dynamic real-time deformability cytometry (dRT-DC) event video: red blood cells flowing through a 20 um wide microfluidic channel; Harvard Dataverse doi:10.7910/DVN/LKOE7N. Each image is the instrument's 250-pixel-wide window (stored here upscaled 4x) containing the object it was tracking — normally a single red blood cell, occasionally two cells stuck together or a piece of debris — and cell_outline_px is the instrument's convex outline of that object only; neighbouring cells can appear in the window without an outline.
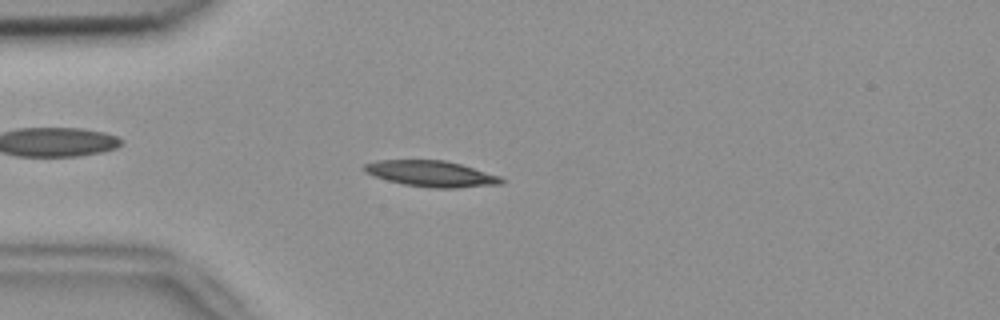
{"species": "common noctule bat (a hibernating species)", "species_latin": "Nyctalus noctula", "temperature_condition": "room temperature", "stored_images_in_passage": 53, "camera_frame_rate_fps": 3000, "um_per_image_px": 0.085, "animal": {"sex": "female", "body_mass_g": 18.4}, "frame": {"image": 1, "passage_image": 14, "time_ms": 4.333, "image_size_px": [1000, 320], "cell_outline_px": [[504, 184], [456, 188], [432, 188], [404, 184], [372, 176], [364, 172], [360, 168], [364, 164], [376, 160], [444, 160], [460, 164], [500, 176], [504, 180]], "centroid_in_image_um": [36.62, 14.77], "position_along_channel_um": 48.4, "area_um2": 20.87}}
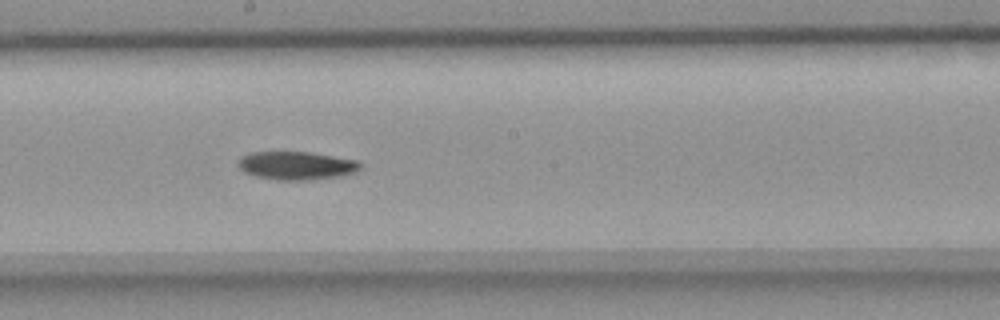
{"frame": {"image": 2, "passage_image": 29, "time_ms": 9.333, "image_size_px": [1000, 320], "cell_outline_px": [[360, 168], [356, 172], [344, 176], [312, 180], [276, 180], [256, 176], [244, 172], [240, 168], [240, 160], [244, 156], [252, 152], [308, 152], [360, 160]], "centroid_in_image_um": [25.28, 14.09], "position_along_channel_um": 222.9, "area_um2": 20.11}}
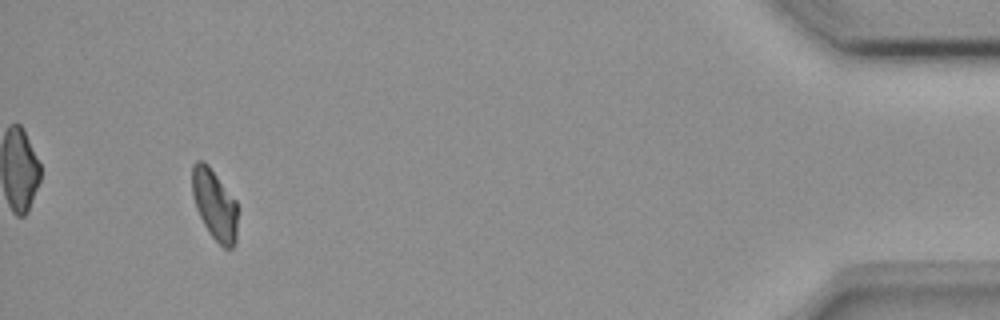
{"frame": {"image": 3, "passage_image": 50, "time_ms": 16.333, "image_size_px": [1000, 320], "cell_outline_px": [[236, 240], [232, 248], [224, 248], [208, 232], [196, 208], [192, 196], [192, 164], [196, 160], [204, 160], [208, 164], [236, 200]], "centroid_in_image_um": [18.21, 17.35], "position_along_channel_um": 417.0, "area_um2": 18.61}, "authors_computed_cell_mechanics": {"area_um2": 19.5942, "velocity_mm_per_s": 3.7798, "shape_relaxation_time_tau1_ms": 6.4727, "shape_relaxation_time_tau2_ms": null, "deformation_change_tau1": 0.1633, "deformation_change_tau2": null}}